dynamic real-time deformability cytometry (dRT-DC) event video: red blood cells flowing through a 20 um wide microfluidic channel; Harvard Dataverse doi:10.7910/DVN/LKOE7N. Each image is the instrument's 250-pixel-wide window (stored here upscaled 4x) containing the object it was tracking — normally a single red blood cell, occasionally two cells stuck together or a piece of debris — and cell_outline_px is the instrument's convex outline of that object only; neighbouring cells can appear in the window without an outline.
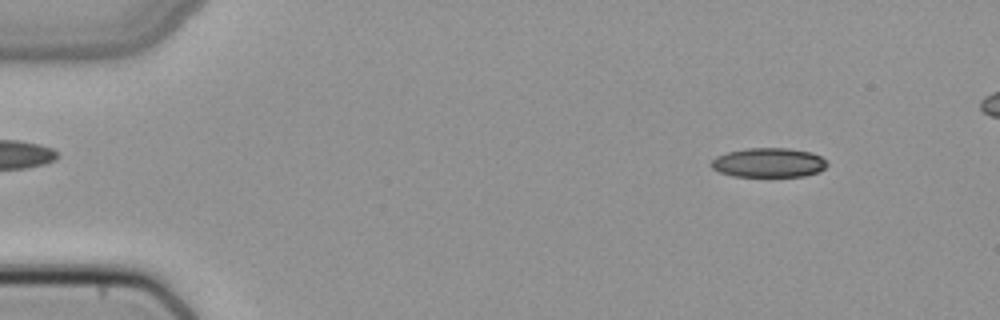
{"species": "common noctule bat (a hibernating species)", "species_latin": "Nyctalus noctula", "temperature_condition": "cold", "stored_images_in_passage": 50, "camera_frame_rate_fps": 3000, "um_per_image_px": 0.085, "animal": {"sex": "female", "body_mass_g": 22.7, "forearm_length_mm": 54.2}, "frame": {"image": 1, "passage_image": 6, "time_ms": 1.667, "image_size_px": [1000, 320], "cell_outline_px": [[828, 164], [824, 168], [816, 172], [804, 176], [732, 176], [720, 172], [712, 168], [708, 164], [716, 156], [728, 152], [744, 148], [788, 148], [812, 152], [820, 156]], "centroid_in_image_um": [65.29, 13.81], "position_along_channel_um": 19.7, "area_um2": 19.83}}
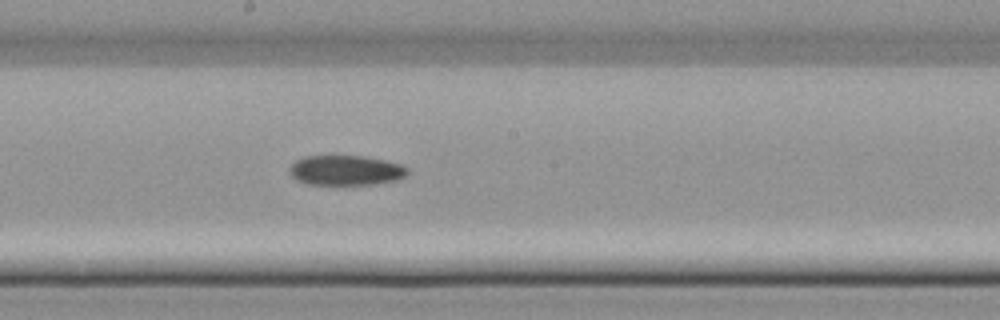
{"frame": {"image": 2, "passage_image": 28, "time_ms": 9.0, "image_size_px": [1000, 320], "cell_outline_px": [[408, 172], [404, 176], [396, 180], [372, 184], [308, 184], [296, 180], [288, 172], [288, 168], [296, 160], [304, 156], [364, 156], [384, 160], [400, 164], [408, 168]], "centroid_in_image_um": [29.35, 14.47], "position_along_channel_um": 218.8, "area_um2": 20.52}}
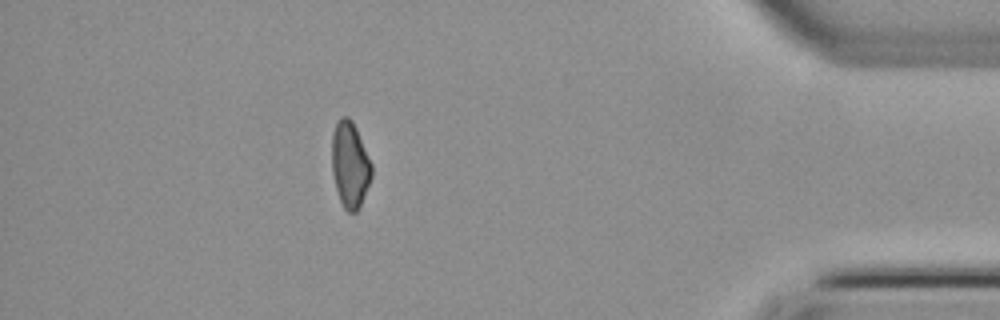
{"frame": {"image": 3, "passage_image": 45, "time_ms": 14.667, "image_size_px": [1000, 320], "cell_outline_px": [[372, 176], [360, 208], [356, 212], [348, 212], [344, 208], [340, 200], [336, 188], [332, 172], [332, 132], [336, 120], [340, 116], [348, 116], [352, 120], [356, 128], [372, 164]], "centroid_in_image_um": [29.74, 13.98], "position_along_channel_um": 405.5, "area_um2": 20.11}}